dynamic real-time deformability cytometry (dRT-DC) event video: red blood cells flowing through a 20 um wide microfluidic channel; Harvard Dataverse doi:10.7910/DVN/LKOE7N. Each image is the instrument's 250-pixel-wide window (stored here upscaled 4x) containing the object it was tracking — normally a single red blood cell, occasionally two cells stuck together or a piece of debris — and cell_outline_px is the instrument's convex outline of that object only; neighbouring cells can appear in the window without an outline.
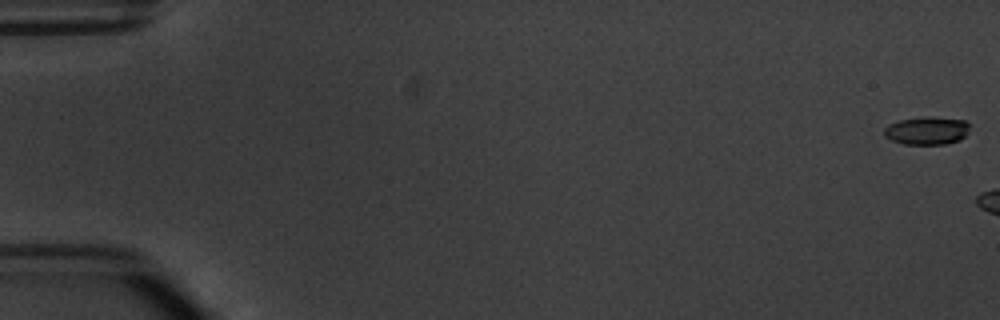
{"species": "common noctule bat (a hibernating species)", "species_latin": "Nyctalus noctula", "temperature_condition": "warm", "stored_images_in_passage": 3, "camera_frame_rate_fps": 3000, "um_per_image_px": 0.085, "animal": {"sex": "male", "body_mass_g": 20.1, "forearm_length_mm": 53.5}, "frame": {"image": 1, "passage_image": 1, "time_ms": 0.0, "image_size_px": [1000, 320], "cell_outline_px": [[968, 132], [960, 140], [944, 144], [904, 144], [892, 140], [884, 136], [884, 128], [888, 124], [900, 120], [924, 116], [932, 116], [964, 120], [968, 124]], "centroid_in_image_um": [78.77, 11.09], "position_along_channel_um": 6.2, "area_um2": 13.99}}